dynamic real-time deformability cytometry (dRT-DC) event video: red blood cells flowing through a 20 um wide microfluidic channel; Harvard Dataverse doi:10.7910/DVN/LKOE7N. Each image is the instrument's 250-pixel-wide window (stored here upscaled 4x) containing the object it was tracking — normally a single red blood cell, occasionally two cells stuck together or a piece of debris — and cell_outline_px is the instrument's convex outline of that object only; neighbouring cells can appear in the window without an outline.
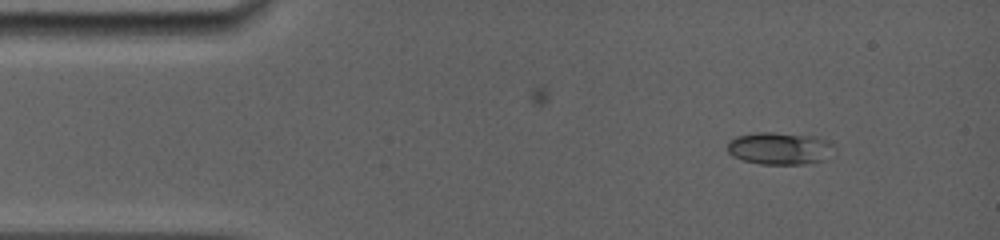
{"species": "common noctule bat (a hibernating species)", "species_latin": "Nyctalus noctula", "temperature_condition": "room temperature", "stored_images_in_passage": 6, "camera_frame_rate_fps": 5000, "um_per_image_px": 0.085, "animal": {"sex": "female", "body_mass_g": 19.0, "forearm_length_mm": 56.7}, "frame": {"image": 1, "passage_image": 1, "time_ms": 0.0, "image_size_px": [1000, 240], "cell_outline_px": [[832, 144], [824, 160], [804, 164], [760, 164], [744, 160], [732, 156], [728, 152], [728, 140], [736, 136], [756, 132], [772, 132], [816, 136], [828, 140]], "centroid_in_image_um": [66.2, 12.6], "position_along_channel_um": 18.8, "area_um2": 19.94}}
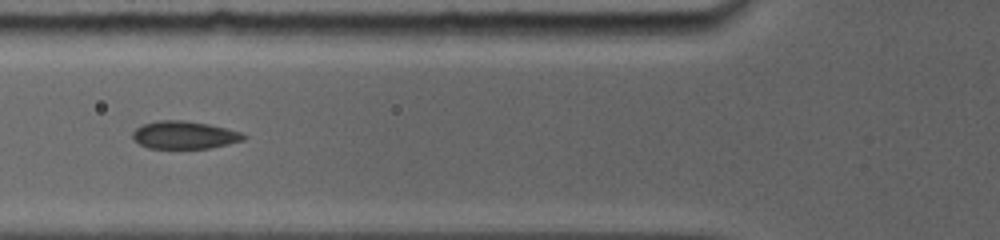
{"frame": {"image": 2, "passage_image": 5, "time_ms": 4.2, "image_size_px": [1000, 240], "cell_outline_px": [[248, 136], [244, 140], [212, 148], [148, 148], [132, 140], [132, 132], [136, 128], [144, 124], [156, 120], [184, 120], [208, 124], [240, 132]], "centroid_in_image_um": [15.65, 11.48], "position_along_channel_um": 110.2, "area_um2": 17.98}}
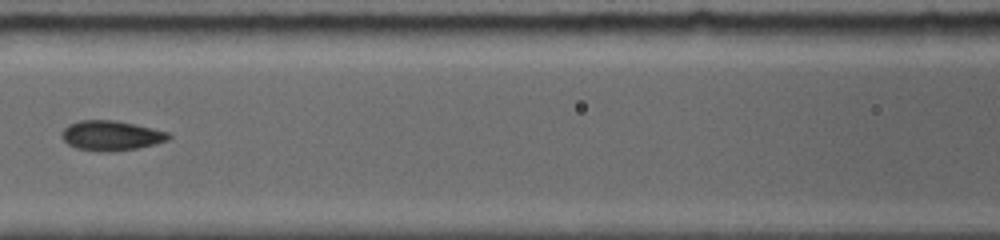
{"frame": {"image": 3, "passage_image": 6, "time_ms": 5.4, "image_size_px": [1000, 240], "cell_outline_px": [[172, 136], [168, 140], [156, 144], [136, 148], [112, 152], [104, 152], [76, 148], [68, 144], [60, 136], [64, 128], [68, 124], [80, 120], [116, 120], [152, 128], [168, 132]], "centroid_in_image_um": [9.44, 11.52], "position_along_channel_um": 157.2, "area_um2": 18.67}}